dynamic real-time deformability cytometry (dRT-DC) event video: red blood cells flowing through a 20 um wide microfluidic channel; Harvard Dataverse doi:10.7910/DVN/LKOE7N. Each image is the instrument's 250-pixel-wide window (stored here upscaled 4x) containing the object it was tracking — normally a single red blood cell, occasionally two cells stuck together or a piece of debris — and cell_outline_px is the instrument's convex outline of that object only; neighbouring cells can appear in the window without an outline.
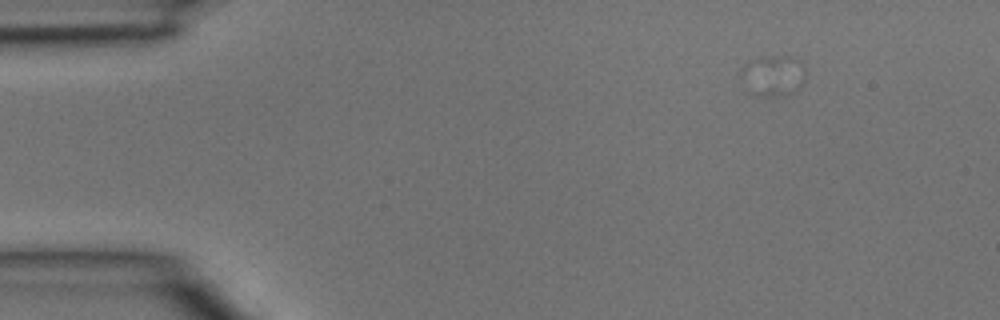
{"species": "common noctule bat (a hibernating species)", "species_latin": "Nyctalus noctula", "temperature_condition": "room temperature", "stored_images_in_passage": 4, "segment_of_instrument_passage": [2, 2], "camera_frame_rate_fps": 3000, "um_per_image_px": 0.085, "animal": {"sex": "male", "body_mass_g": 15.6}, "frame": {"image": 1, "passage_image": 4, "time_ms": 1.0, "image_size_px": [1000, 320], "cell_outline_px": [[804, 84], [792, 92], [784, 96], [756, 96], [752, 92], [740, 76], [740, 72], [744, 64], [756, 60], [780, 56], [792, 56], [800, 60], [804, 64]], "centroid_in_image_um": [65.76, 6.45], "position_along_channel_um": 19.2, "area_um2": 15.09}}